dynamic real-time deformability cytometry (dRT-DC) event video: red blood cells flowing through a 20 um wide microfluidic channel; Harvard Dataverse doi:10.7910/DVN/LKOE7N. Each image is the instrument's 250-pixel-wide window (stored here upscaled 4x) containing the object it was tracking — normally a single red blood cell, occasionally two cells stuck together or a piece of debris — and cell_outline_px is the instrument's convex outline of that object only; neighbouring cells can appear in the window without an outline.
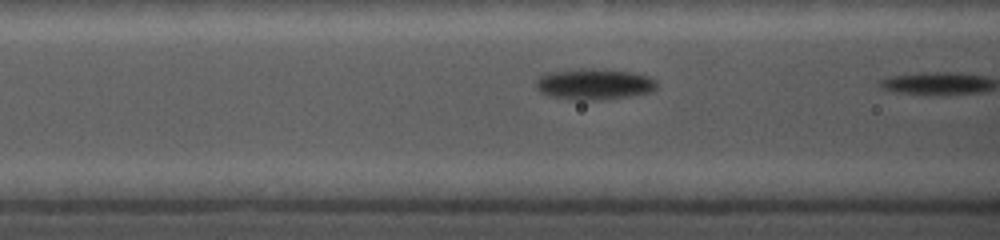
{"species": "common noctule bat (a hibernating species)", "species_latin": "Nyctalus noctula", "temperature_condition": "cold", "stored_images_in_passage": 13, "camera_frame_rate_fps": 5000, "um_per_image_px": 0.085, "animal": {"sex": "female", "body_mass_g": 19.0, "forearm_length_mm": 56.7}, "frame": {"image": 1, "passage_image": 12, "time_ms": 1.8, "image_size_px": [1000, 240], "cell_outline_px": [[656, 88], [648, 92], [632, 96], [596, 100], [576, 100], [548, 96], [540, 92], [536, 88], [536, 80], [540, 76], [548, 72], [568, 68], [592, 68], [632, 72], [648, 76], [656, 80]], "centroid_in_image_um": [50.45, 7.14], "position_along_channel_um": 116.2, "area_um2": 22.14}}